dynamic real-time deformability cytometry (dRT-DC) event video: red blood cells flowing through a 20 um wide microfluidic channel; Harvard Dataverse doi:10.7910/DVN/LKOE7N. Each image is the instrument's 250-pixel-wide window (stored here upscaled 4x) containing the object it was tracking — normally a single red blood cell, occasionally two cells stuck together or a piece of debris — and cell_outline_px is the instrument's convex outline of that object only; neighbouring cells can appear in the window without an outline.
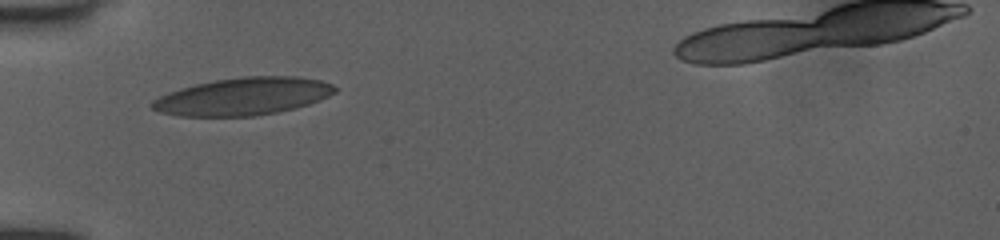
{"species": "human", "species_latin": "Homo sapiens", "temperature_condition": "room temperature", "stored_images_in_passage": 30, "camera_frame_rate_fps": 3000, "um_per_image_px": 0.085, "donor": {"sex": "female"}, "frame": {"image": 1, "passage_image": 1, "time_ms": 0.0, "image_size_px": [1000, 240], "cell_outline_px": [[336, 92], [320, 100], [296, 108], [276, 112], [252, 116], [180, 116], [160, 112], [152, 108], [148, 104], [152, 100], [168, 92], [180, 88], [196, 84], [216, 80], [240, 76], [300, 76], [320, 80], [332, 84], [336, 88]], "centroid_in_image_um": [20.66, 8.19], "position_along_channel_um": 64.3, "area_um2": 40.06}}
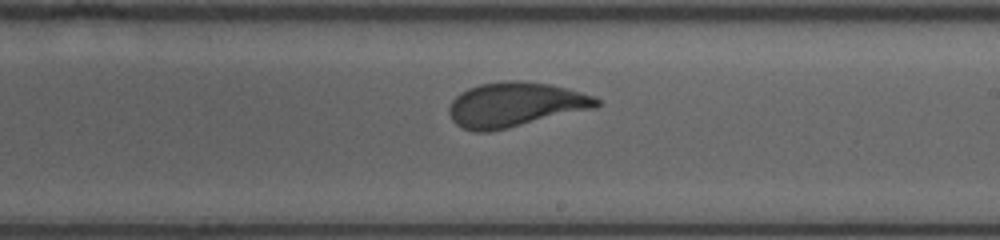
{"frame": {"image": 2, "passage_image": 15, "time_ms": 4.667, "image_size_px": [1000, 240], "cell_outline_px": [[600, 104], [596, 108], [488, 132], [472, 132], [456, 124], [452, 120], [448, 112], [448, 108], [452, 100], [460, 92], [468, 88], [480, 84], [504, 80], [520, 80], [548, 84], [568, 88], [596, 96], [600, 100]], "centroid_in_image_um": [43.79, 8.88], "position_along_channel_um": 245.2, "area_um2": 38.49}}
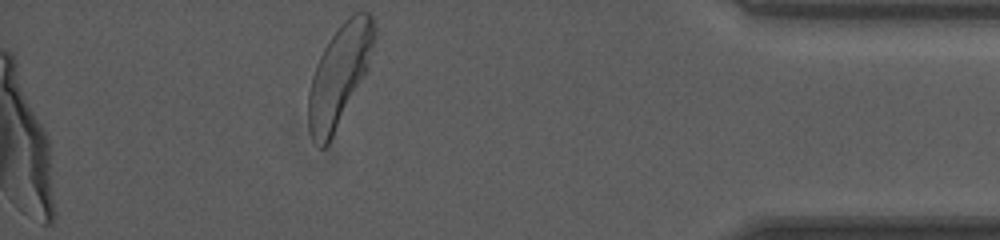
{"frame": {"image": 3, "passage_image": 30, "time_ms": 9.667, "image_size_px": [1000, 240], "cell_outline_px": [[376, 36], [364, 72], [328, 144], [324, 148], [320, 148], [312, 140], [308, 124], [308, 92], [312, 76], [316, 64], [328, 40], [340, 24], [348, 16], [356, 12], [372, 12], [376, 24]], "centroid_in_image_um": [28.81, 6.32], "position_along_channel_um": 406.4, "area_um2": 37.8}, "authors_computed_cell_mechanics": {"area_um2": 38.148, "velocity_mm_per_s": 3.9703, "shape_relaxation_time_tau1_ms": 3.9089, "shape_relaxation_time_tau2_ms": null, "deformation_change_tau1": 0.1545, "deformation_change_tau2": null}}